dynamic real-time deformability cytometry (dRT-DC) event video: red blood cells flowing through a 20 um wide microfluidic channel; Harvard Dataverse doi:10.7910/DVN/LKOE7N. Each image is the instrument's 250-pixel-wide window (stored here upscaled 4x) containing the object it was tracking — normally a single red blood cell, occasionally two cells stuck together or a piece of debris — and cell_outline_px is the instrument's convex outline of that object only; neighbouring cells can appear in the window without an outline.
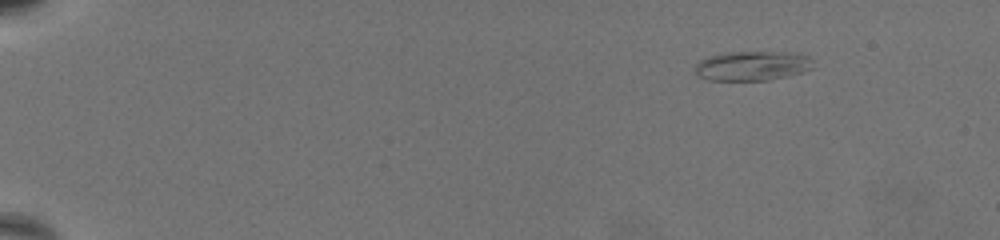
{"species": "common noctule bat (a hibernating species)", "species_latin": "Nyctalus noctula", "temperature_condition": "warm", "stored_images_in_passage": 59, "camera_frame_rate_fps": 3000, "um_per_image_px": 0.085, "animal": {"sex": "female", "body_mass_g": 19.5, "forearm_length_mm": 54.1}, "frame": {"image": 1, "passage_image": 1, "time_ms": 0.0, "image_size_px": [1000, 240], "cell_outline_px": [[812, 68], [804, 72], [768, 80], [708, 80], [696, 76], [696, 64], [700, 60], [708, 56], [724, 52], [788, 52], [808, 56], [812, 60]], "centroid_in_image_um": [63.92, 5.59], "position_along_channel_um": 21.1, "area_um2": 20.35}}
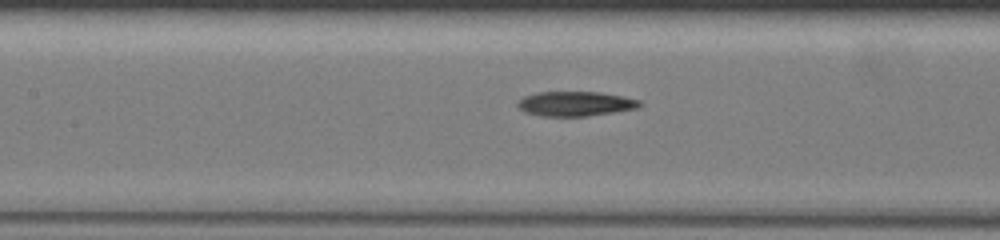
{"frame": {"image": 2, "passage_image": 27, "time_ms": 8.667, "image_size_px": [1000, 240], "cell_outline_px": [[644, 104], [640, 108], [588, 116], [540, 116], [524, 112], [516, 104], [524, 96], [536, 92], [600, 92], [640, 100]], "centroid_in_image_um": [48.93, 8.82], "position_along_channel_um": 158.5, "area_um2": 17.63}}
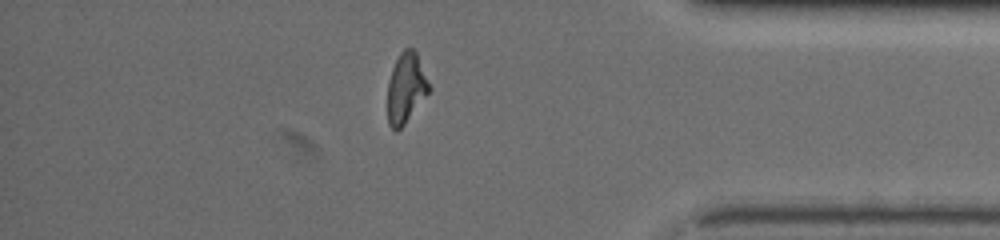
{"frame": {"image": 3, "passage_image": 51, "time_ms": 16.667, "image_size_px": [1000, 240], "cell_outline_px": [[432, 88], [404, 124], [396, 132], [388, 124], [388, 80], [392, 68], [400, 52], [404, 48], [412, 48], [416, 52]], "centroid_in_image_um": [34.51, 7.47], "position_along_channel_um": 400.7, "area_um2": 16.88}, "authors_computed_cell_mechanics": {"area_um2": 17.8602, "velocity_mm_per_s": 3.2798, "shape_relaxation_time_tau1_ms": null, "shape_relaxation_time_tau2_ms": 3.4565, "deformation_change_tau1": null, "deformation_change_tau2": 0.1174}}